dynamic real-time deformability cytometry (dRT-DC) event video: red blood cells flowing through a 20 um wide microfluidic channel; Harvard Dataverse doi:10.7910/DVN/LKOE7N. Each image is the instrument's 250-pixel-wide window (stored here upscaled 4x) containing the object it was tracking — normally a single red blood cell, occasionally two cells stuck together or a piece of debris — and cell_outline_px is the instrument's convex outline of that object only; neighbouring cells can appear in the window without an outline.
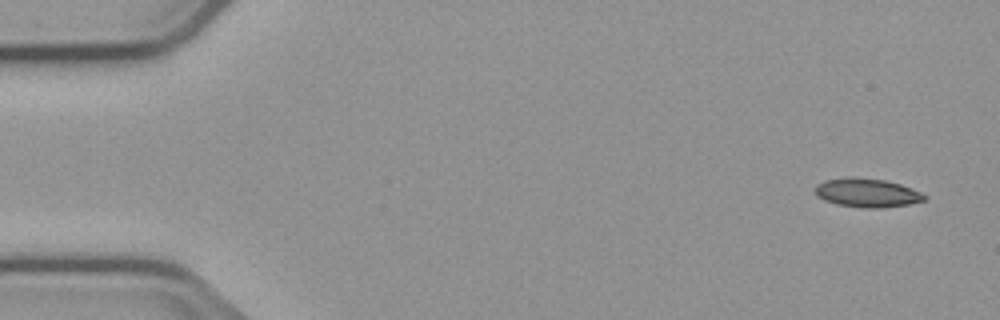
{"species": "common noctule bat (a hibernating species)", "species_latin": "Nyctalus noctula", "temperature_condition": "cold", "stored_images_in_passage": 51, "camera_frame_rate_fps": 3000, "um_per_image_px": 0.085, "animal": {"sex": "male", "body_mass_g": 23.1, "forearm_length_mm": 52.7}, "frame": {"image": 1, "passage_image": 1, "time_ms": 0.0, "image_size_px": [1000, 320], "cell_outline_px": [[928, 196], [924, 200], [908, 204], [880, 208], [864, 208], [836, 204], [824, 200], [816, 196], [812, 188], [816, 184], [824, 180], [852, 176], [884, 180], [900, 184], [920, 192]], "centroid_in_image_um": [73.63, 16.38], "position_along_channel_um": 11.4, "area_um2": 18.5}}
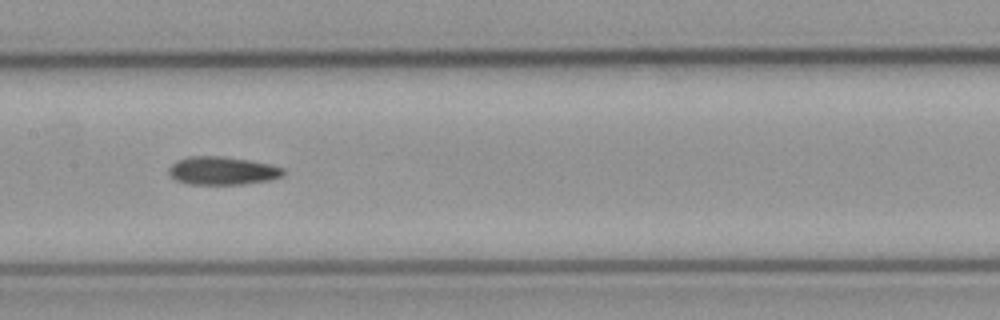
{"frame": {"image": 2, "passage_image": 25, "time_ms": 8.0, "image_size_px": [1000, 320], "cell_outline_px": [[284, 176], [268, 180], [244, 184], [188, 184], [176, 180], [168, 172], [168, 168], [176, 160], [188, 156], [220, 156], [248, 160], [268, 164], [284, 168]], "centroid_in_image_um": [18.88, 14.51], "position_along_channel_um": 188.5, "area_um2": 18.73}}
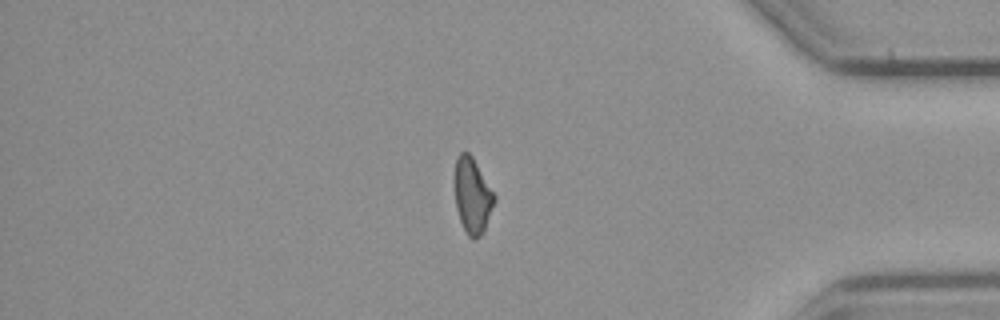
{"frame": {"image": 3, "passage_image": 44, "time_ms": 14.333, "image_size_px": [1000, 320], "cell_outline_px": [[496, 200], [484, 232], [476, 240], [472, 240], [468, 236], [460, 220], [456, 208], [452, 180], [456, 160], [460, 152], [468, 152], [472, 156], [496, 196]], "centroid_in_image_um": [40.13, 16.64], "position_along_channel_um": 395.1, "area_um2": 17.98}}